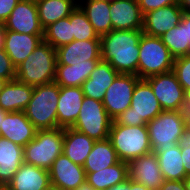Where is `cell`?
Returning <instances> with one entry per match:
<instances>
[{
    "mask_svg": "<svg viewBox=\"0 0 190 190\" xmlns=\"http://www.w3.org/2000/svg\"><path fill=\"white\" fill-rule=\"evenodd\" d=\"M139 80L137 75L119 73L107 89L102 103L112 120L130 107L133 91Z\"/></svg>",
    "mask_w": 190,
    "mask_h": 190,
    "instance_id": "cell-11",
    "label": "cell"
},
{
    "mask_svg": "<svg viewBox=\"0 0 190 190\" xmlns=\"http://www.w3.org/2000/svg\"><path fill=\"white\" fill-rule=\"evenodd\" d=\"M183 14L179 4L152 10L143 15L142 31L146 35L160 37L177 26L181 22Z\"/></svg>",
    "mask_w": 190,
    "mask_h": 190,
    "instance_id": "cell-16",
    "label": "cell"
},
{
    "mask_svg": "<svg viewBox=\"0 0 190 190\" xmlns=\"http://www.w3.org/2000/svg\"><path fill=\"white\" fill-rule=\"evenodd\" d=\"M181 21L185 24L186 43H190V13H184Z\"/></svg>",
    "mask_w": 190,
    "mask_h": 190,
    "instance_id": "cell-42",
    "label": "cell"
},
{
    "mask_svg": "<svg viewBox=\"0 0 190 190\" xmlns=\"http://www.w3.org/2000/svg\"><path fill=\"white\" fill-rule=\"evenodd\" d=\"M173 72L185 93L190 91V55L174 59Z\"/></svg>",
    "mask_w": 190,
    "mask_h": 190,
    "instance_id": "cell-35",
    "label": "cell"
},
{
    "mask_svg": "<svg viewBox=\"0 0 190 190\" xmlns=\"http://www.w3.org/2000/svg\"><path fill=\"white\" fill-rule=\"evenodd\" d=\"M37 129L24 111L9 112L1 123L0 136L22 147L35 138Z\"/></svg>",
    "mask_w": 190,
    "mask_h": 190,
    "instance_id": "cell-17",
    "label": "cell"
},
{
    "mask_svg": "<svg viewBox=\"0 0 190 190\" xmlns=\"http://www.w3.org/2000/svg\"><path fill=\"white\" fill-rule=\"evenodd\" d=\"M56 49L44 40L16 67V77L32 87L54 82L56 75Z\"/></svg>",
    "mask_w": 190,
    "mask_h": 190,
    "instance_id": "cell-2",
    "label": "cell"
},
{
    "mask_svg": "<svg viewBox=\"0 0 190 190\" xmlns=\"http://www.w3.org/2000/svg\"><path fill=\"white\" fill-rule=\"evenodd\" d=\"M15 77L16 67L12 64L5 50H0V79L11 81L14 80Z\"/></svg>",
    "mask_w": 190,
    "mask_h": 190,
    "instance_id": "cell-36",
    "label": "cell"
},
{
    "mask_svg": "<svg viewBox=\"0 0 190 190\" xmlns=\"http://www.w3.org/2000/svg\"><path fill=\"white\" fill-rule=\"evenodd\" d=\"M7 28L4 24L0 26V50H5Z\"/></svg>",
    "mask_w": 190,
    "mask_h": 190,
    "instance_id": "cell-44",
    "label": "cell"
},
{
    "mask_svg": "<svg viewBox=\"0 0 190 190\" xmlns=\"http://www.w3.org/2000/svg\"><path fill=\"white\" fill-rule=\"evenodd\" d=\"M138 77H147L173 71L174 57L160 37L142 34L139 41Z\"/></svg>",
    "mask_w": 190,
    "mask_h": 190,
    "instance_id": "cell-8",
    "label": "cell"
},
{
    "mask_svg": "<svg viewBox=\"0 0 190 190\" xmlns=\"http://www.w3.org/2000/svg\"><path fill=\"white\" fill-rule=\"evenodd\" d=\"M48 171L51 184L64 190H75L86 182L83 166L73 163L63 153L54 160Z\"/></svg>",
    "mask_w": 190,
    "mask_h": 190,
    "instance_id": "cell-14",
    "label": "cell"
},
{
    "mask_svg": "<svg viewBox=\"0 0 190 190\" xmlns=\"http://www.w3.org/2000/svg\"><path fill=\"white\" fill-rule=\"evenodd\" d=\"M112 121L102 101L85 96L79 116L72 128L95 141H101L109 138Z\"/></svg>",
    "mask_w": 190,
    "mask_h": 190,
    "instance_id": "cell-9",
    "label": "cell"
},
{
    "mask_svg": "<svg viewBox=\"0 0 190 190\" xmlns=\"http://www.w3.org/2000/svg\"><path fill=\"white\" fill-rule=\"evenodd\" d=\"M75 190H95L90 184L85 182L84 184L78 186Z\"/></svg>",
    "mask_w": 190,
    "mask_h": 190,
    "instance_id": "cell-48",
    "label": "cell"
},
{
    "mask_svg": "<svg viewBox=\"0 0 190 190\" xmlns=\"http://www.w3.org/2000/svg\"><path fill=\"white\" fill-rule=\"evenodd\" d=\"M118 74L108 61L100 59L89 78L81 86L84 96L103 101L107 89Z\"/></svg>",
    "mask_w": 190,
    "mask_h": 190,
    "instance_id": "cell-21",
    "label": "cell"
},
{
    "mask_svg": "<svg viewBox=\"0 0 190 190\" xmlns=\"http://www.w3.org/2000/svg\"><path fill=\"white\" fill-rule=\"evenodd\" d=\"M160 38L174 58L190 55V43H186L185 24L182 21Z\"/></svg>",
    "mask_w": 190,
    "mask_h": 190,
    "instance_id": "cell-33",
    "label": "cell"
},
{
    "mask_svg": "<svg viewBox=\"0 0 190 190\" xmlns=\"http://www.w3.org/2000/svg\"><path fill=\"white\" fill-rule=\"evenodd\" d=\"M44 35H31L7 30L5 52L12 64L18 67L44 40Z\"/></svg>",
    "mask_w": 190,
    "mask_h": 190,
    "instance_id": "cell-22",
    "label": "cell"
},
{
    "mask_svg": "<svg viewBox=\"0 0 190 190\" xmlns=\"http://www.w3.org/2000/svg\"><path fill=\"white\" fill-rule=\"evenodd\" d=\"M128 178V163L123 161L96 172H86V182L95 190H108Z\"/></svg>",
    "mask_w": 190,
    "mask_h": 190,
    "instance_id": "cell-26",
    "label": "cell"
},
{
    "mask_svg": "<svg viewBox=\"0 0 190 190\" xmlns=\"http://www.w3.org/2000/svg\"><path fill=\"white\" fill-rule=\"evenodd\" d=\"M184 112H190V91L186 93Z\"/></svg>",
    "mask_w": 190,
    "mask_h": 190,
    "instance_id": "cell-46",
    "label": "cell"
},
{
    "mask_svg": "<svg viewBox=\"0 0 190 190\" xmlns=\"http://www.w3.org/2000/svg\"><path fill=\"white\" fill-rule=\"evenodd\" d=\"M180 148H188L190 146V128H186L179 140Z\"/></svg>",
    "mask_w": 190,
    "mask_h": 190,
    "instance_id": "cell-41",
    "label": "cell"
},
{
    "mask_svg": "<svg viewBox=\"0 0 190 190\" xmlns=\"http://www.w3.org/2000/svg\"><path fill=\"white\" fill-rule=\"evenodd\" d=\"M56 65H76L101 59L100 39L73 40L56 49Z\"/></svg>",
    "mask_w": 190,
    "mask_h": 190,
    "instance_id": "cell-15",
    "label": "cell"
},
{
    "mask_svg": "<svg viewBox=\"0 0 190 190\" xmlns=\"http://www.w3.org/2000/svg\"><path fill=\"white\" fill-rule=\"evenodd\" d=\"M84 97L82 87H60L57 128H69L75 124Z\"/></svg>",
    "mask_w": 190,
    "mask_h": 190,
    "instance_id": "cell-19",
    "label": "cell"
},
{
    "mask_svg": "<svg viewBox=\"0 0 190 190\" xmlns=\"http://www.w3.org/2000/svg\"><path fill=\"white\" fill-rule=\"evenodd\" d=\"M44 41L55 49L67 45L74 40L70 16L51 23L44 29Z\"/></svg>",
    "mask_w": 190,
    "mask_h": 190,
    "instance_id": "cell-32",
    "label": "cell"
},
{
    "mask_svg": "<svg viewBox=\"0 0 190 190\" xmlns=\"http://www.w3.org/2000/svg\"><path fill=\"white\" fill-rule=\"evenodd\" d=\"M113 30H139L143 28V15L138 1L110 0Z\"/></svg>",
    "mask_w": 190,
    "mask_h": 190,
    "instance_id": "cell-18",
    "label": "cell"
},
{
    "mask_svg": "<svg viewBox=\"0 0 190 190\" xmlns=\"http://www.w3.org/2000/svg\"><path fill=\"white\" fill-rule=\"evenodd\" d=\"M185 189L190 190V176H186L183 180Z\"/></svg>",
    "mask_w": 190,
    "mask_h": 190,
    "instance_id": "cell-49",
    "label": "cell"
},
{
    "mask_svg": "<svg viewBox=\"0 0 190 190\" xmlns=\"http://www.w3.org/2000/svg\"><path fill=\"white\" fill-rule=\"evenodd\" d=\"M158 190H186L183 180H165Z\"/></svg>",
    "mask_w": 190,
    "mask_h": 190,
    "instance_id": "cell-39",
    "label": "cell"
},
{
    "mask_svg": "<svg viewBox=\"0 0 190 190\" xmlns=\"http://www.w3.org/2000/svg\"><path fill=\"white\" fill-rule=\"evenodd\" d=\"M164 180L181 181L187 176L182 163L179 144L167 151L154 152Z\"/></svg>",
    "mask_w": 190,
    "mask_h": 190,
    "instance_id": "cell-31",
    "label": "cell"
},
{
    "mask_svg": "<svg viewBox=\"0 0 190 190\" xmlns=\"http://www.w3.org/2000/svg\"><path fill=\"white\" fill-rule=\"evenodd\" d=\"M108 139L123 162L152 152L147 126H125L112 121Z\"/></svg>",
    "mask_w": 190,
    "mask_h": 190,
    "instance_id": "cell-4",
    "label": "cell"
},
{
    "mask_svg": "<svg viewBox=\"0 0 190 190\" xmlns=\"http://www.w3.org/2000/svg\"><path fill=\"white\" fill-rule=\"evenodd\" d=\"M7 30L31 35H44L35 0H20L4 22Z\"/></svg>",
    "mask_w": 190,
    "mask_h": 190,
    "instance_id": "cell-12",
    "label": "cell"
},
{
    "mask_svg": "<svg viewBox=\"0 0 190 190\" xmlns=\"http://www.w3.org/2000/svg\"><path fill=\"white\" fill-rule=\"evenodd\" d=\"M182 163L187 176H190V146L188 148H180Z\"/></svg>",
    "mask_w": 190,
    "mask_h": 190,
    "instance_id": "cell-40",
    "label": "cell"
},
{
    "mask_svg": "<svg viewBox=\"0 0 190 190\" xmlns=\"http://www.w3.org/2000/svg\"><path fill=\"white\" fill-rule=\"evenodd\" d=\"M70 23L72 24L74 40L100 39V36L94 31L92 24L78 5L70 14Z\"/></svg>",
    "mask_w": 190,
    "mask_h": 190,
    "instance_id": "cell-34",
    "label": "cell"
},
{
    "mask_svg": "<svg viewBox=\"0 0 190 190\" xmlns=\"http://www.w3.org/2000/svg\"><path fill=\"white\" fill-rule=\"evenodd\" d=\"M162 111L150 84L145 79H140L134 88L130 107L113 121L125 126H147Z\"/></svg>",
    "mask_w": 190,
    "mask_h": 190,
    "instance_id": "cell-5",
    "label": "cell"
},
{
    "mask_svg": "<svg viewBox=\"0 0 190 190\" xmlns=\"http://www.w3.org/2000/svg\"><path fill=\"white\" fill-rule=\"evenodd\" d=\"M108 190H126V181L112 186Z\"/></svg>",
    "mask_w": 190,
    "mask_h": 190,
    "instance_id": "cell-47",
    "label": "cell"
},
{
    "mask_svg": "<svg viewBox=\"0 0 190 190\" xmlns=\"http://www.w3.org/2000/svg\"><path fill=\"white\" fill-rule=\"evenodd\" d=\"M179 5L184 13H190V0H180Z\"/></svg>",
    "mask_w": 190,
    "mask_h": 190,
    "instance_id": "cell-45",
    "label": "cell"
},
{
    "mask_svg": "<svg viewBox=\"0 0 190 190\" xmlns=\"http://www.w3.org/2000/svg\"><path fill=\"white\" fill-rule=\"evenodd\" d=\"M143 34L139 30H111L100 36L101 59L122 74L138 76L139 41Z\"/></svg>",
    "mask_w": 190,
    "mask_h": 190,
    "instance_id": "cell-1",
    "label": "cell"
},
{
    "mask_svg": "<svg viewBox=\"0 0 190 190\" xmlns=\"http://www.w3.org/2000/svg\"><path fill=\"white\" fill-rule=\"evenodd\" d=\"M126 190H150V189H148L144 185H142L138 182H134L133 180L128 178L126 180Z\"/></svg>",
    "mask_w": 190,
    "mask_h": 190,
    "instance_id": "cell-43",
    "label": "cell"
},
{
    "mask_svg": "<svg viewBox=\"0 0 190 190\" xmlns=\"http://www.w3.org/2000/svg\"><path fill=\"white\" fill-rule=\"evenodd\" d=\"M83 4L78 3V6L83 10L98 36L113 30L110 16V0H86L85 5Z\"/></svg>",
    "mask_w": 190,
    "mask_h": 190,
    "instance_id": "cell-27",
    "label": "cell"
},
{
    "mask_svg": "<svg viewBox=\"0 0 190 190\" xmlns=\"http://www.w3.org/2000/svg\"><path fill=\"white\" fill-rule=\"evenodd\" d=\"M38 17L43 29L62 18L70 16L77 7L72 0H35Z\"/></svg>",
    "mask_w": 190,
    "mask_h": 190,
    "instance_id": "cell-30",
    "label": "cell"
},
{
    "mask_svg": "<svg viewBox=\"0 0 190 190\" xmlns=\"http://www.w3.org/2000/svg\"><path fill=\"white\" fill-rule=\"evenodd\" d=\"M20 0H0V22L4 24Z\"/></svg>",
    "mask_w": 190,
    "mask_h": 190,
    "instance_id": "cell-38",
    "label": "cell"
},
{
    "mask_svg": "<svg viewBox=\"0 0 190 190\" xmlns=\"http://www.w3.org/2000/svg\"><path fill=\"white\" fill-rule=\"evenodd\" d=\"M33 91L34 87L17 79L8 81L0 93V108L8 113L24 111Z\"/></svg>",
    "mask_w": 190,
    "mask_h": 190,
    "instance_id": "cell-24",
    "label": "cell"
},
{
    "mask_svg": "<svg viewBox=\"0 0 190 190\" xmlns=\"http://www.w3.org/2000/svg\"><path fill=\"white\" fill-rule=\"evenodd\" d=\"M179 3L180 0H138V5L142 15H145L146 13L161 7Z\"/></svg>",
    "mask_w": 190,
    "mask_h": 190,
    "instance_id": "cell-37",
    "label": "cell"
},
{
    "mask_svg": "<svg viewBox=\"0 0 190 190\" xmlns=\"http://www.w3.org/2000/svg\"><path fill=\"white\" fill-rule=\"evenodd\" d=\"M99 60H90V63L76 65H56L54 82L60 87H81L89 78Z\"/></svg>",
    "mask_w": 190,
    "mask_h": 190,
    "instance_id": "cell-28",
    "label": "cell"
},
{
    "mask_svg": "<svg viewBox=\"0 0 190 190\" xmlns=\"http://www.w3.org/2000/svg\"><path fill=\"white\" fill-rule=\"evenodd\" d=\"M7 113H8V112L3 111V110L0 108V129H1L2 120H4L5 115H6Z\"/></svg>",
    "mask_w": 190,
    "mask_h": 190,
    "instance_id": "cell-51",
    "label": "cell"
},
{
    "mask_svg": "<svg viewBox=\"0 0 190 190\" xmlns=\"http://www.w3.org/2000/svg\"><path fill=\"white\" fill-rule=\"evenodd\" d=\"M146 125L153 152L175 147L187 128L184 111L163 110Z\"/></svg>",
    "mask_w": 190,
    "mask_h": 190,
    "instance_id": "cell-6",
    "label": "cell"
},
{
    "mask_svg": "<svg viewBox=\"0 0 190 190\" xmlns=\"http://www.w3.org/2000/svg\"><path fill=\"white\" fill-rule=\"evenodd\" d=\"M94 143L95 140L84 133L72 127L64 128L62 153L73 163L83 166Z\"/></svg>",
    "mask_w": 190,
    "mask_h": 190,
    "instance_id": "cell-25",
    "label": "cell"
},
{
    "mask_svg": "<svg viewBox=\"0 0 190 190\" xmlns=\"http://www.w3.org/2000/svg\"><path fill=\"white\" fill-rule=\"evenodd\" d=\"M185 120H186V127L190 128V112H184Z\"/></svg>",
    "mask_w": 190,
    "mask_h": 190,
    "instance_id": "cell-50",
    "label": "cell"
},
{
    "mask_svg": "<svg viewBox=\"0 0 190 190\" xmlns=\"http://www.w3.org/2000/svg\"><path fill=\"white\" fill-rule=\"evenodd\" d=\"M47 190H64V189H62L61 187H57V186H54V185L51 184Z\"/></svg>",
    "mask_w": 190,
    "mask_h": 190,
    "instance_id": "cell-53",
    "label": "cell"
},
{
    "mask_svg": "<svg viewBox=\"0 0 190 190\" xmlns=\"http://www.w3.org/2000/svg\"><path fill=\"white\" fill-rule=\"evenodd\" d=\"M163 110L183 111L186 93L173 71L145 78Z\"/></svg>",
    "mask_w": 190,
    "mask_h": 190,
    "instance_id": "cell-10",
    "label": "cell"
},
{
    "mask_svg": "<svg viewBox=\"0 0 190 190\" xmlns=\"http://www.w3.org/2000/svg\"><path fill=\"white\" fill-rule=\"evenodd\" d=\"M23 163V147L0 137V189L5 188Z\"/></svg>",
    "mask_w": 190,
    "mask_h": 190,
    "instance_id": "cell-23",
    "label": "cell"
},
{
    "mask_svg": "<svg viewBox=\"0 0 190 190\" xmlns=\"http://www.w3.org/2000/svg\"><path fill=\"white\" fill-rule=\"evenodd\" d=\"M60 86L55 82L36 86L24 113L37 130L57 128Z\"/></svg>",
    "mask_w": 190,
    "mask_h": 190,
    "instance_id": "cell-3",
    "label": "cell"
},
{
    "mask_svg": "<svg viewBox=\"0 0 190 190\" xmlns=\"http://www.w3.org/2000/svg\"><path fill=\"white\" fill-rule=\"evenodd\" d=\"M129 178L150 190H158L165 181L157 160V155L151 153L134 158L128 163Z\"/></svg>",
    "mask_w": 190,
    "mask_h": 190,
    "instance_id": "cell-13",
    "label": "cell"
},
{
    "mask_svg": "<svg viewBox=\"0 0 190 190\" xmlns=\"http://www.w3.org/2000/svg\"><path fill=\"white\" fill-rule=\"evenodd\" d=\"M50 185L48 170L23 163L4 190H47Z\"/></svg>",
    "mask_w": 190,
    "mask_h": 190,
    "instance_id": "cell-20",
    "label": "cell"
},
{
    "mask_svg": "<svg viewBox=\"0 0 190 190\" xmlns=\"http://www.w3.org/2000/svg\"><path fill=\"white\" fill-rule=\"evenodd\" d=\"M7 80L0 79V93L3 91L4 86L7 84Z\"/></svg>",
    "mask_w": 190,
    "mask_h": 190,
    "instance_id": "cell-52",
    "label": "cell"
},
{
    "mask_svg": "<svg viewBox=\"0 0 190 190\" xmlns=\"http://www.w3.org/2000/svg\"><path fill=\"white\" fill-rule=\"evenodd\" d=\"M120 161L109 139L95 141L83 165L85 172H96Z\"/></svg>",
    "mask_w": 190,
    "mask_h": 190,
    "instance_id": "cell-29",
    "label": "cell"
},
{
    "mask_svg": "<svg viewBox=\"0 0 190 190\" xmlns=\"http://www.w3.org/2000/svg\"><path fill=\"white\" fill-rule=\"evenodd\" d=\"M64 128L37 130L35 138L23 147L24 163L49 170L62 154Z\"/></svg>",
    "mask_w": 190,
    "mask_h": 190,
    "instance_id": "cell-7",
    "label": "cell"
}]
</instances>
